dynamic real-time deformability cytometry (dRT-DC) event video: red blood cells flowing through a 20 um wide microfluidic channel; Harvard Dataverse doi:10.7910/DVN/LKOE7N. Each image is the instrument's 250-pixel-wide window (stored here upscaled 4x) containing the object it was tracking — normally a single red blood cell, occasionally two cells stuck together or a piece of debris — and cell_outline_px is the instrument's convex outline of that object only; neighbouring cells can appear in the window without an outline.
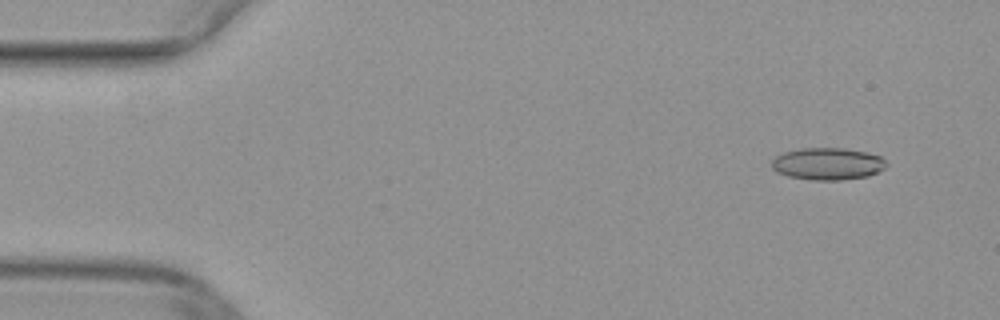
{"species": "common noctule bat (a hibernating species)", "species_latin": "Nyctalus noctula", "temperature_condition": "warm", "stored_images_in_passage": 48, "camera_frame_rate_fps": 3000, "um_per_image_px": 0.085, "animal": {"sex": "female", "body_mass_g": 29.2, "forearm_length_mm": 56.3}, "frame": {"image": 1, "passage_image": 2, "time_ms": 0.333, "image_size_px": [1000, 320], "cell_outline_px": [[888, 164], [884, 168], [868, 176], [844, 180], [812, 180], [788, 176], [776, 172], [772, 168], [772, 160], [776, 156], [784, 152], [804, 148], [844, 148], [864, 152], [880, 156]], "centroid_in_image_um": [70.34, 13.93], "position_along_channel_um": 14.7, "area_um2": 21.39}}
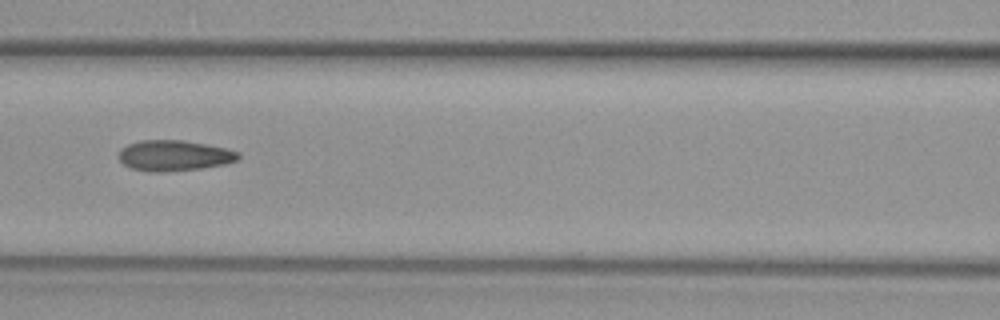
{"frame": {"image": 2, "passage_image": 20, "time_ms": 6.333, "image_size_px": [1000, 320], "cell_outline_px": [[240, 156], [236, 160], [224, 164], [200, 168], [168, 172], [148, 172], [132, 168], [124, 164], [120, 160], [120, 148], [128, 144], [140, 140], [184, 140], [208, 144], [240, 152]], "centroid_in_image_um": [14.8, 13.22], "position_along_channel_um": 151.8, "area_um2": 21.39}}
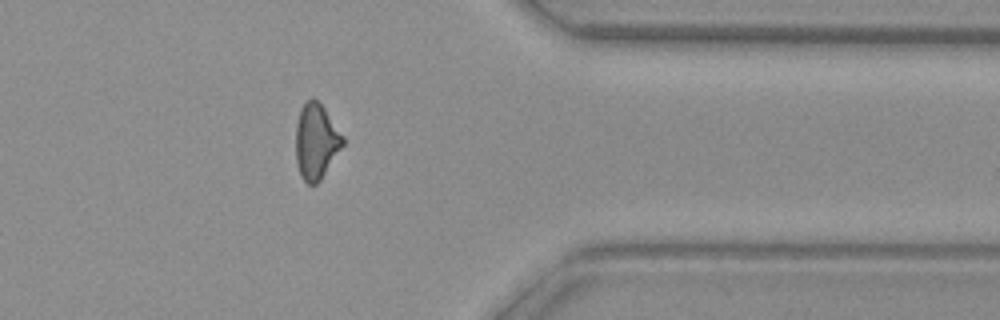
{"frame": {"image": 3, "passage_image": 38, "time_ms": 12.333, "image_size_px": [1000, 320], "cell_outline_px": [[344, 144], [320, 180], [316, 184], [308, 184], [300, 176], [296, 160], [296, 124], [300, 108], [312, 96], [324, 108], [344, 136]], "centroid_in_image_um": [26.86, 12.01], "position_along_channel_um": 384.5, "area_um2": 20.58}}